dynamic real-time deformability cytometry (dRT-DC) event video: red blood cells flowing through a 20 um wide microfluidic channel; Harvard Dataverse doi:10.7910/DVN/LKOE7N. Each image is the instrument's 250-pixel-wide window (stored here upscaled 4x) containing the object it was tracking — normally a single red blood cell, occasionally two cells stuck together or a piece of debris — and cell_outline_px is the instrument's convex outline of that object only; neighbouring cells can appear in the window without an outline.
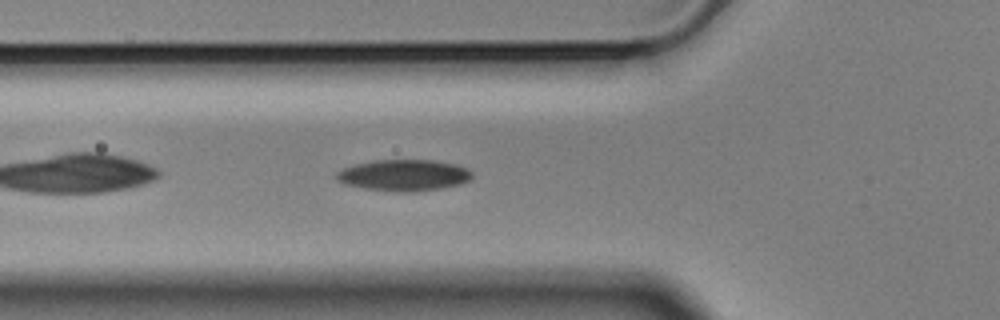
{"species": "Egyptian fruit bat (a non-hibernating species)", "species_latin": "Rousettus aegyptiacus", "temperature_condition": "cold", "stored_images_in_passage": 43, "camera_frame_rate_fps": 3000, "um_per_image_px": 0.085, "animal": {"sex": "male"}, "frame": {"image": 1, "passage_image": 5, "time_ms": 1.333, "image_size_px": [1000, 320], "cell_outline_px": [[472, 176], [468, 180], [460, 184], [440, 188], [412, 192], [400, 192], [364, 188], [344, 184], [336, 180], [336, 172], [344, 168], [356, 164], [372, 160], [436, 160], [456, 164], [468, 168], [472, 172]], "centroid_in_image_um": [34.32, 14.89], "position_along_channel_um": 91.5, "area_um2": 24.8}}
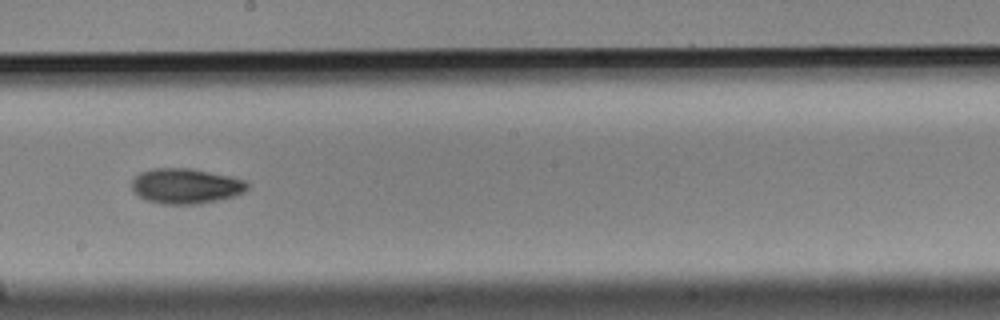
{"frame": {"image": 2, "passage_image": 17, "time_ms": 5.333, "image_size_px": [1000, 320], "cell_outline_px": [[248, 188], [244, 192], [232, 196], [200, 204], [164, 204], [148, 200], [140, 196], [132, 188], [132, 180], [140, 172], [152, 168], [192, 168], [232, 176], [244, 180], [248, 184]], "centroid_in_image_um": [15.81, 15.79], "position_along_channel_um": 232.4, "area_um2": 23.64}}
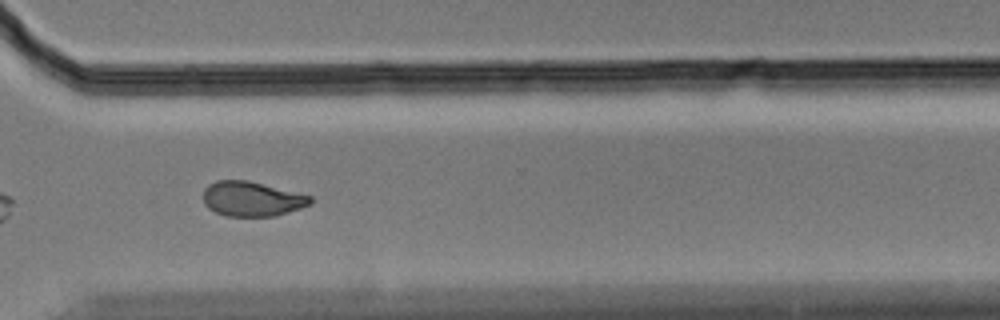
{"frame": {"image": 3, "passage_image": 27, "time_ms": 8.667, "image_size_px": [1000, 320], "cell_outline_px": [[312, 204], [276, 216], [228, 216], [216, 212], [208, 208], [204, 204], [204, 188], [208, 184], [216, 180], [248, 180], [312, 196]], "centroid_in_image_um": [21.41, 16.9], "position_along_channel_um": 349.2, "area_um2": 21.73}}